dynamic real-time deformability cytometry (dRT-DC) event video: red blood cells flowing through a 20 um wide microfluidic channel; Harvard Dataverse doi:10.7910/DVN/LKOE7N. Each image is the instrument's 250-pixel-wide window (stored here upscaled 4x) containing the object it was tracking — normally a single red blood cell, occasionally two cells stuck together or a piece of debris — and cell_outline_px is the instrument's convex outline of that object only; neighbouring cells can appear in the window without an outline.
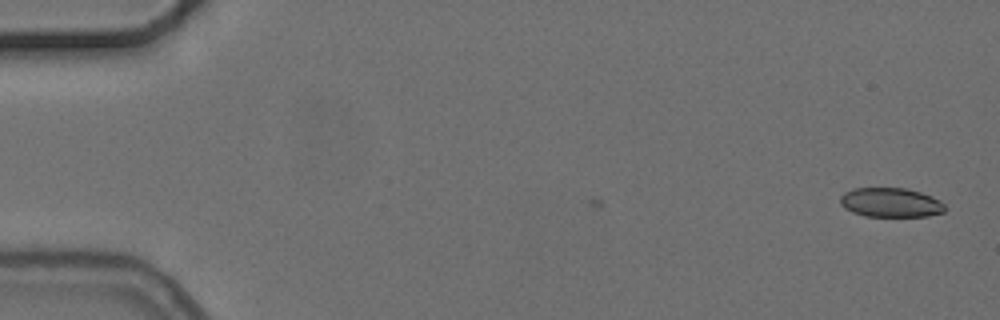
{"species": "common noctule bat (a hibernating species)", "species_latin": "Nyctalus noctula", "temperature_condition": "cold", "stored_images_in_passage": 2, "camera_frame_rate_fps": 3000, "um_per_image_px": 0.085, "animal": {"sex": "female", "body_mass_g": 24.6, "forearm_length_mm": 56.2}, "frame": {"image": 1, "passage_image": 2, "time_ms": 1.333, "image_size_px": [1000, 320], "cell_outline_px": [[948, 208], [944, 212], [928, 216], [864, 216], [852, 212], [844, 208], [840, 204], [840, 196], [844, 192], [852, 188], [908, 188], [932, 196], [940, 200]], "centroid_in_image_um": [75.71, 17.21], "position_along_channel_um": 9.3, "area_um2": 18.15}}